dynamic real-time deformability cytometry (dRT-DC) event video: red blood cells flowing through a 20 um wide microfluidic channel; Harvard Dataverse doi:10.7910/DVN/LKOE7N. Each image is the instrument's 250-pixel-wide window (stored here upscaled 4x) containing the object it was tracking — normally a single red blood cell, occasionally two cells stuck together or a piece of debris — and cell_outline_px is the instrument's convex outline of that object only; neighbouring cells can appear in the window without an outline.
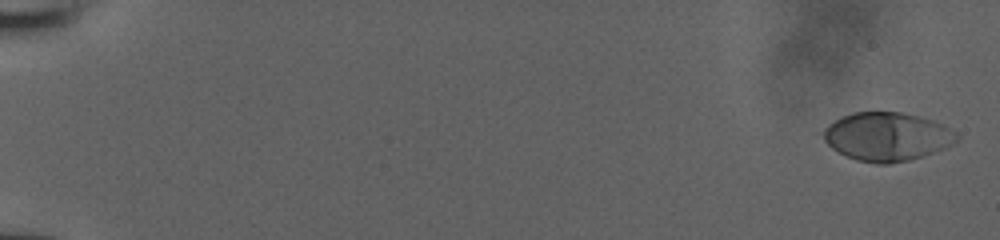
{"species": "human", "species_latin": "Homo sapiens", "temperature_condition": "room temperature", "stored_images_in_passage": 53, "camera_frame_rate_fps": 3000, "um_per_image_px": 0.085, "donor": {"sex": "male"}, "frame": {"image": 1, "passage_image": 2, "time_ms": 0.333, "image_size_px": [1000, 240], "cell_outline_px": [[960, 140], [944, 148], [908, 160], [888, 164], [876, 164], [856, 160], [832, 148], [816, 132], [828, 124], [852, 112], [900, 112], [932, 120], [944, 124], [956, 132], [960, 136]], "centroid_in_image_um": [75.36, 11.61], "position_along_channel_um": 9.6, "area_um2": 37.86}}
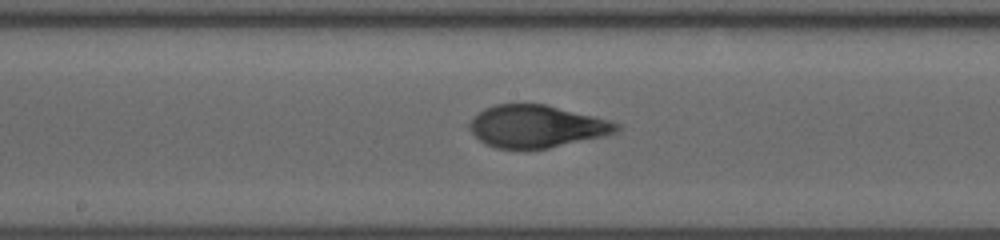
{"frame": {"image": 2, "passage_image": 31, "time_ms": 10.0, "image_size_px": [1000, 240], "cell_outline_px": [[620, 128], [616, 132], [604, 136], [548, 148], [496, 148], [484, 144], [468, 128], [468, 124], [484, 108], [496, 104], [544, 104], [608, 120], [620, 124]], "centroid_in_image_um": [45.59, 10.74], "position_along_channel_um": 202.6, "area_um2": 35.78}}
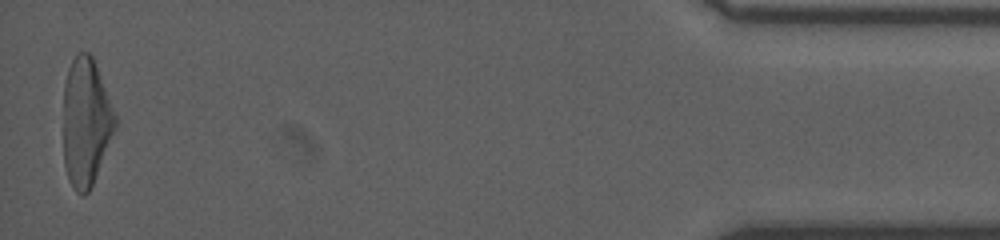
{"frame": {"image": 3, "passage_image": 53, "time_ms": 17.333, "image_size_px": [1000, 240], "cell_outline_px": [[116, 128], [92, 184], [88, 192], [84, 196], [80, 196], [72, 188], [64, 164], [64, 84], [68, 68], [76, 52], [88, 52], [92, 56], [116, 116]], "centroid_in_image_um": [7.29, 10.39], "position_along_channel_um": 427.9, "area_um2": 38.38}}